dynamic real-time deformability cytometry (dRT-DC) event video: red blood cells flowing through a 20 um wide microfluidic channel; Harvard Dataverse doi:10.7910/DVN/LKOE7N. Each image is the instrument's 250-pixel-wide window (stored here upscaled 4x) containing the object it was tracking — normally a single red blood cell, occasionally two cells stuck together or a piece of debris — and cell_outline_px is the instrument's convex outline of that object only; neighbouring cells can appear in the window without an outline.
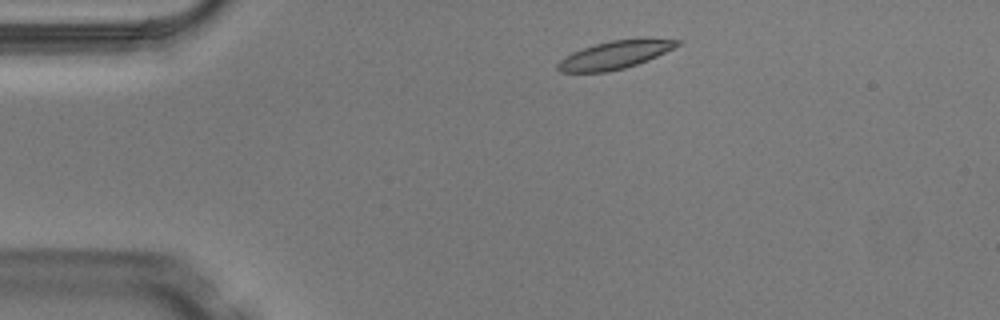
{"species": "Egyptian fruit bat (a non-hibernating species)", "species_latin": "Rousettus aegyptiacus", "temperature_condition": "warm", "stored_images_in_passage": 4, "camera_frame_rate_fps": 3000, "um_per_image_px": 0.085, "animal": {"sex": "male"}, "frame": {"image": 1, "passage_image": 2, "time_ms": 0.333, "image_size_px": [1000, 320], "cell_outline_px": [[684, 40], [680, 44], [648, 60], [624, 68], [608, 72], [560, 72], [556, 68], [556, 64], [564, 56], [572, 52], [596, 44], [612, 40], [636, 36], [644, 36]], "centroid_in_image_um": [52.32, 4.62], "position_along_channel_um": 32.7, "area_um2": 20.0}}